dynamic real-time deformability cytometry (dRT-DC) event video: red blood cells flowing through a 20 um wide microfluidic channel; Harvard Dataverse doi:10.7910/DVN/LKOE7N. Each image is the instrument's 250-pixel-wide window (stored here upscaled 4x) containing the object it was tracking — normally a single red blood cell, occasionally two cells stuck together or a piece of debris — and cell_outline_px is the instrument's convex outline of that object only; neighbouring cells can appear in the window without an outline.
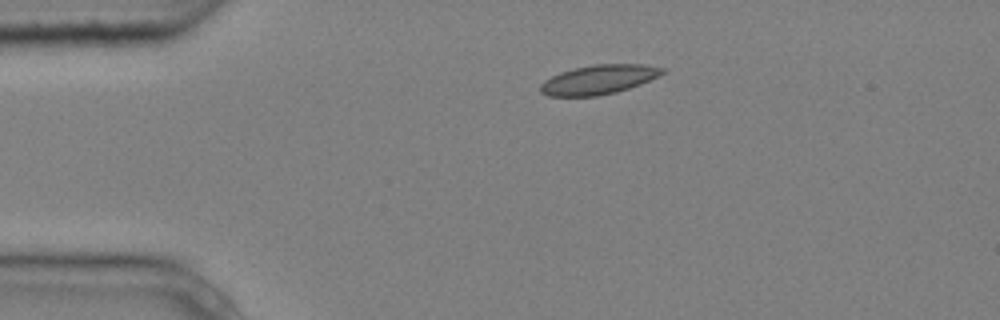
{"species": "common noctule bat (a hibernating species)", "species_latin": "Nyctalus noctula", "temperature_condition": "cold", "stored_images_in_passage": 2, "camera_frame_rate_fps": 3000, "um_per_image_px": 0.085, "animal": {"sex": "male", "body_mass_g": 20.4}, "frame": {"image": 1, "passage_image": 1, "time_ms": 0.0, "image_size_px": [1000, 320], "cell_outline_px": [[668, 68], [664, 72], [640, 84], [616, 92], [596, 96], [548, 96], [540, 92], [540, 84], [544, 80], [560, 72], [576, 68], [596, 64], [644, 64]], "centroid_in_image_um": [50.88, 6.76], "position_along_channel_um": 34.1, "area_um2": 20.69}}